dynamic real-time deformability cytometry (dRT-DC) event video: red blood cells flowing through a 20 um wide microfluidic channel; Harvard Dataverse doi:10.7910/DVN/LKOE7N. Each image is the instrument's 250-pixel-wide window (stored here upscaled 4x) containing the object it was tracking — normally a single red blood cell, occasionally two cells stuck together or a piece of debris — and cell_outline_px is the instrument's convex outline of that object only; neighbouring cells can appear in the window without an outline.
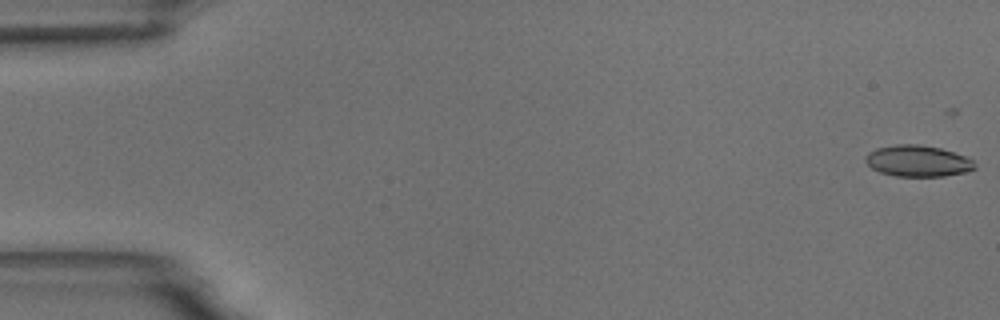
{"species": "common noctule bat (a hibernating species)", "species_latin": "Nyctalus noctula", "temperature_condition": "room temperature", "stored_images_in_passage": 56, "camera_frame_rate_fps": 3000, "um_per_image_px": 0.085, "animal": {"sex": "male", "body_mass_g": 18.8}, "frame": {"image": 1, "passage_image": 1, "time_ms": 0.0, "image_size_px": [1000, 320], "cell_outline_px": [[976, 168], [964, 172], [944, 176], [896, 176], [880, 172], [872, 168], [864, 160], [864, 156], [868, 152], [876, 148], [896, 144], [920, 144], [940, 148], [964, 156], [972, 160], [976, 164]], "centroid_in_image_um": [77.98, 13.68], "position_along_channel_um": 7.0, "area_um2": 19.88}}
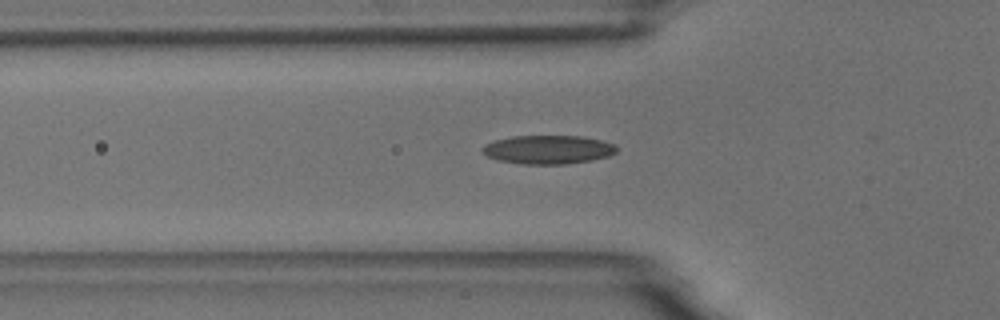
{"frame": {"image": 2, "passage_image": 19, "time_ms": 6.0, "image_size_px": [1000, 320], "cell_outline_px": [[616, 152], [608, 156], [592, 160], [564, 164], [524, 164], [500, 160], [488, 156], [480, 148], [484, 144], [496, 140], [512, 136], [584, 136], [616, 144]], "centroid_in_image_um": [46.6, 12.71], "position_along_channel_um": 79.2, "area_um2": 22.31}}
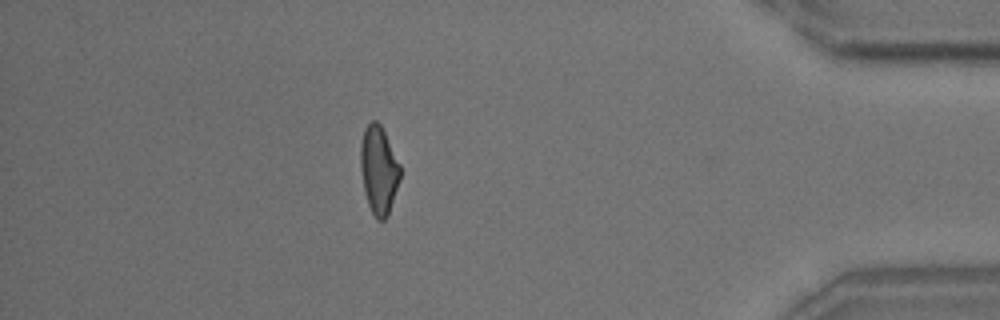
{"frame": {"image": 3, "passage_image": 49, "time_ms": 16.0, "image_size_px": [1000, 320], "cell_outline_px": [[400, 180], [388, 216], [384, 220], [376, 220], [368, 204], [364, 188], [360, 168], [360, 144], [364, 128], [372, 120], [376, 120], [380, 124], [400, 164]], "centroid_in_image_um": [32.19, 14.45], "position_along_channel_um": 403.0, "area_um2": 20.35}, "authors_computed_cell_mechanics": {"area_um2": 20.6924, "velocity_mm_per_s": 3.6548, "shape_relaxation_time_tau1_ms": null, "shape_relaxation_time_tau2_ms": 3.5218, "deformation_change_tau1": null, "deformation_change_tau2": 0.112}}